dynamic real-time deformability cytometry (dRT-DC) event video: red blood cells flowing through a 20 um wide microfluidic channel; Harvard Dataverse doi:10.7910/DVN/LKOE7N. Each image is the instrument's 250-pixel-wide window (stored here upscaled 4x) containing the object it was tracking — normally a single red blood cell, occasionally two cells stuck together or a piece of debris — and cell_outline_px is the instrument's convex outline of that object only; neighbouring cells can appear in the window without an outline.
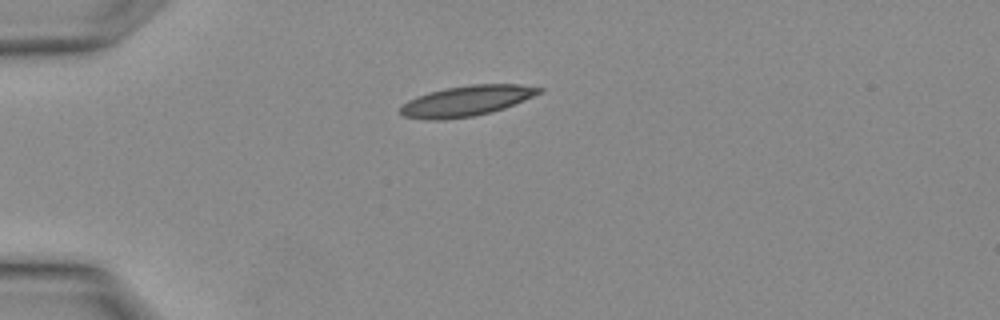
{"species": "Egyptian fruit bat (a non-hibernating species)", "species_latin": "Rousettus aegyptiacus", "temperature_condition": "warm", "stored_images_in_passage": 1, "camera_frame_rate_fps": 3000, "um_per_image_px": 0.085, "animal": {"sex": "female"}, "frame": {"image": 1, "passage_image": 1, "time_ms": 0.0, "image_size_px": [1000, 320], "cell_outline_px": [[544, 92], [504, 108], [492, 112], [472, 116], [444, 120], [428, 120], [404, 116], [400, 112], [400, 108], [408, 100], [444, 88], [472, 84], [520, 84], [544, 88]], "centroid_in_image_um": [39.71, 8.57], "position_along_channel_um": 45.3, "area_um2": 24.51}}